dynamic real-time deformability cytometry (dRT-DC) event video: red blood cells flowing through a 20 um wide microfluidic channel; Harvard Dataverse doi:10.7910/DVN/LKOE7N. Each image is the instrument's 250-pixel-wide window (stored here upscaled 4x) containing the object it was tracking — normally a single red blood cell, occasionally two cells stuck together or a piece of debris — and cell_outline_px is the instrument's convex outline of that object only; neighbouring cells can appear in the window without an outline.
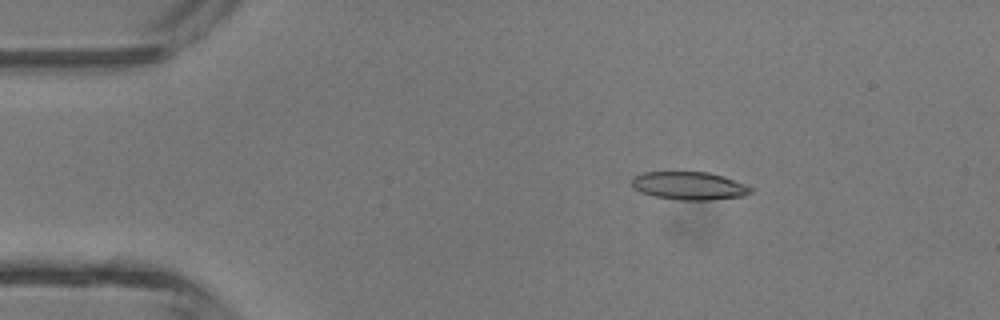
{"species": "common noctule bat (a hibernating species)", "species_latin": "Nyctalus noctula", "temperature_condition": "room temperature", "stored_images_in_passage": 3, "camera_frame_rate_fps": 3000, "um_per_image_px": 0.085, "animal": {"sex": "male", "body_mass_g": 13.3}, "frame": {"image": 1, "passage_image": 1, "time_ms": 0.0, "image_size_px": [1000, 320], "cell_outline_px": [[756, 188], [752, 192], [744, 196], [708, 200], [676, 200], [652, 196], [640, 192], [632, 188], [632, 176], [644, 172], [708, 172], [724, 176], [748, 184]], "centroid_in_image_um": [58.61, 15.79], "position_along_channel_um": 26.4, "area_um2": 19.88}}
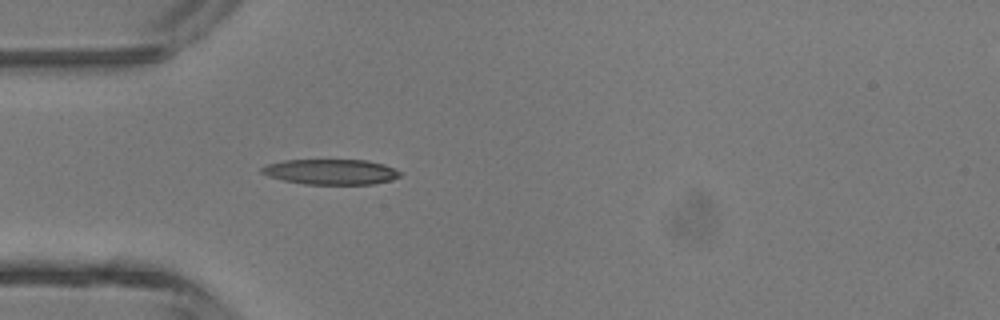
{"frame": {"image": 2, "passage_image": 3, "time_ms": 2.0, "image_size_px": [1000, 320], "cell_outline_px": [[404, 172], [400, 176], [392, 180], [376, 184], [304, 184], [284, 180], [268, 176], [260, 172], [260, 168], [268, 164], [284, 160], [368, 160], [384, 164]], "centroid_in_image_um": [28.17, 14.6], "position_along_channel_um": 56.8, "area_um2": 20.58}}